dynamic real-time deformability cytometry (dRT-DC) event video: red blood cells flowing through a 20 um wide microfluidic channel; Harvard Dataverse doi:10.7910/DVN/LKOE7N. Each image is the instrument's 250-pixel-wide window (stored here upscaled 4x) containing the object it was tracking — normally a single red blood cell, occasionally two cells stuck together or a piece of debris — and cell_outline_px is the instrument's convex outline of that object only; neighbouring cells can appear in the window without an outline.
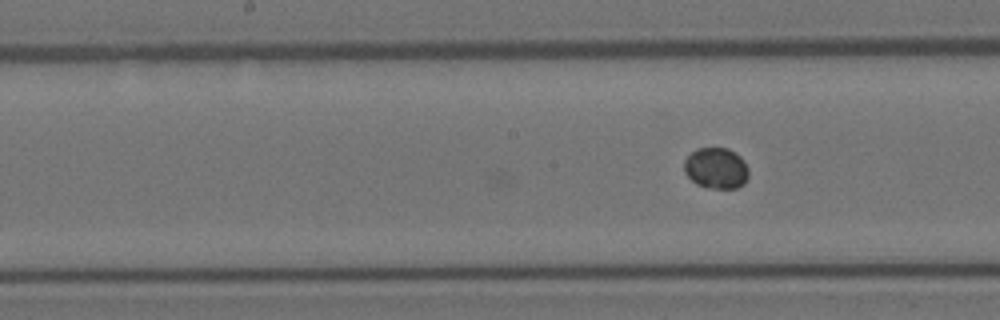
{"species": "Egyptian fruit bat (a non-hibernating species)", "species_latin": "Rousettus aegyptiacus", "temperature_condition": "room temperature", "stored_images_in_passage": 30, "camera_frame_rate_fps": 3000, "um_per_image_px": 0.085, "animal": {"sex": "female"}, "frame": {"image": 1, "passage_image": 30, "time_ms": 9.667, "image_size_px": [1000, 320], "cell_outline_px": [[748, 176], [744, 184], [736, 188], [708, 188], [696, 184], [684, 172], [684, 160], [696, 148], [728, 148], [740, 156], [744, 160], [748, 168]], "centroid_in_image_um": [60.87, 14.29], "position_along_channel_um": 187.3, "area_um2": 15.49}}